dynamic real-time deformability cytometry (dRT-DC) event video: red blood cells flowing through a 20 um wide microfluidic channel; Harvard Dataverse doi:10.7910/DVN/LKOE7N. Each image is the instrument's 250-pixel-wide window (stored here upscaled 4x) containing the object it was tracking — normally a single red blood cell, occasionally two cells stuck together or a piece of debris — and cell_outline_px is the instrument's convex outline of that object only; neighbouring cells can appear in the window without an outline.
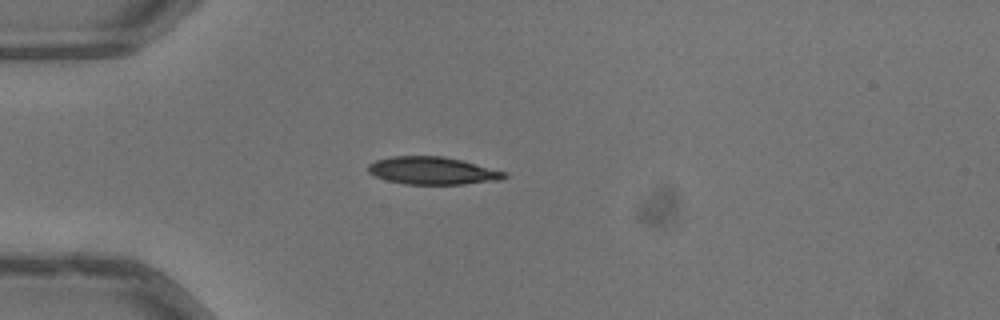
{"species": "common noctule bat (a hibernating species)", "species_latin": "Nyctalus noctula", "temperature_condition": "warm", "stored_images_in_passage": 36, "camera_frame_rate_fps": 3000, "um_per_image_px": 0.085, "animal": {"sex": "male", "body_mass_g": 13.3}, "frame": {"image": 1, "passage_image": 1, "time_ms": 0.0, "image_size_px": [1000, 320], "cell_outline_px": [[508, 176], [500, 180], [464, 184], [404, 184], [388, 180], [376, 176], [368, 172], [368, 164], [376, 160], [392, 156], [444, 156], [508, 172]], "centroid_in_image_um": [36.78, 14.51], "position_along_channel_um": 48.2, "area_um2": 21.85}}
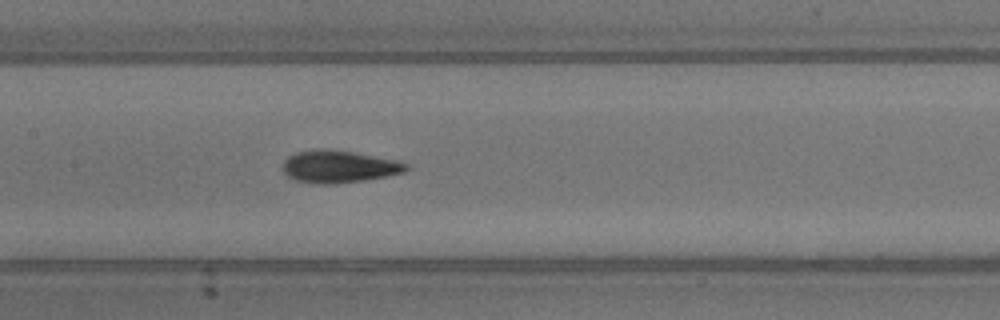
{"frame": {"image": 2, "passage_image": 12, "time_ms": 3.667, "image_size_px": [1000, 320], "cell_outline_px": [[408, 168], [404, 172], [364, 180], [336, 184], [316, 184], [296, 180], [288, 176], [284, 172], [284, 160], [288, 156], [296, 152], [316, 148], [324, 148], [352, 152], [404, 160], [408, 164]], "centroid_in_image_um": [28.84, 14.14], "position_along_channel_um": 178.6, "area_um2": 23.47}}
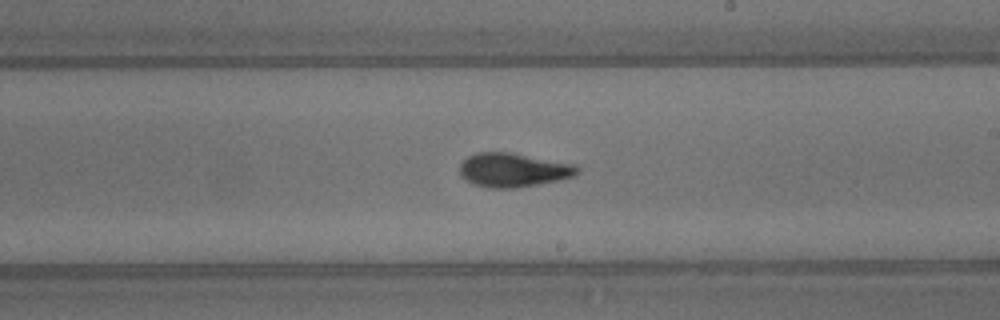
{"frame": {"image": 3, "passage_image": 17, "time_ms": 5.333, "image_size_px": [1000, 320], "cell_outline_px": [[580, 172], [576, 176], [516, 188], [488, 188], [472, 184], [464, 180], [460, 176], [460, 164], [468, 156], [476, 152], [512, 152], [576, 164], [580, 168]], "centroid_in_image_um": [43.62, 14.44], "position_along_channel_um": 245.4, "area_um2": 23.58}}